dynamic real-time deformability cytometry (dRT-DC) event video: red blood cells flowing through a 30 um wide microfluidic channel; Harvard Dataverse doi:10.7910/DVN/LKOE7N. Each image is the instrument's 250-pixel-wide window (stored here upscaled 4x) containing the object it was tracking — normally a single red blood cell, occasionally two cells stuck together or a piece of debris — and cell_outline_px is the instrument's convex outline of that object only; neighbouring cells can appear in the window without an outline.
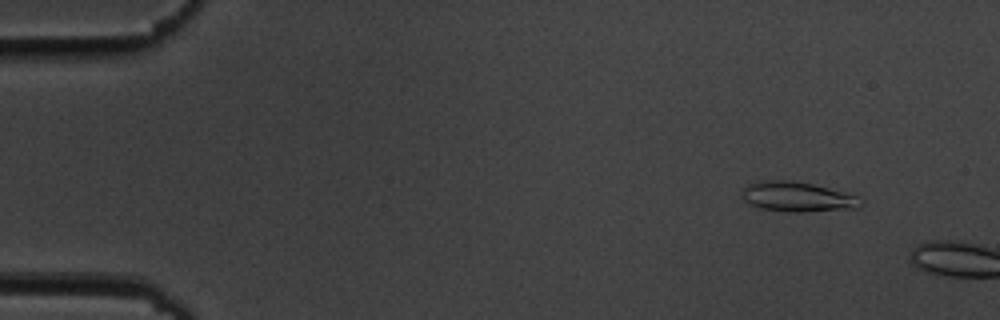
{"species": "common noctule bat (a hibernating species)", "species_latin": "Nyctalus noctula", "temperature_condition": "cold", "stored_images_in_passage": 8, "camera_frame_rate_fps": 3000, "um_per_image_px": 0.085, "animal": {"sex": "male", "body_mass_g": 19.5, "forearm_length_mm": 54.6}, "frame": {"image": 1, "passage_image": 5, "time_ms": 1.333, "image_size_px": [1000, 320], "cell_outline_px": [[860, 204], [856, 208], [800, 212], [792, 212], [760, 208], [748, 204], [744, 200], [744, 188], [748, 184], [760, 180], [784, 180], [812, 184], [844, 192], [856, 196]], "centroid_in_image_um": [67.71, 16.73], "position_along_channel_um": 17.3, "area_um2": 20.17}}